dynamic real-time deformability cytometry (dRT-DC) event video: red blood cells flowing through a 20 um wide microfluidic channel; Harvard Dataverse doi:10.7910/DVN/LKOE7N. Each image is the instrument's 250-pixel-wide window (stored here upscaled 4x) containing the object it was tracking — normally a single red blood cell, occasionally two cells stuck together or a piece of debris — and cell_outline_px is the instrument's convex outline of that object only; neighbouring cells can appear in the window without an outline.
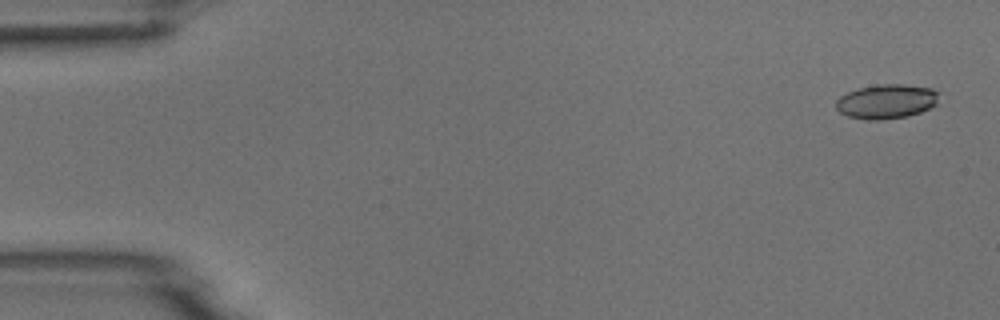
{"species": "common noctule bat (a hibernating species)", "species_latin": "Nyctalus noctula", "temperature_condition": "room temperature", "stored_images_in_passage": 5, "camera_frame_rate_fps": 3000, "um_per_image_px": 0.085, "animal": {"sex": "male", "body_mass_g": 18.8}, "frame": {"image": 1, "passage_image": 1, "time_ms": 0.0, "image_size_px": [1000, 320], "cell_outline_px": [[936, 104], [920, 112], [908, 116], [880, 120], [868, 120], [848, 116], [840, 112], [836, 108], [836, 100], [840, 96], [848, 92], [860, 88], [880, 84], [904, 84], [932, 88], [936, 92]], "centroid_in_image_um": [75.32, 8.63], "position_along_channel_um": 9.7, "area_um2": 20.4}}
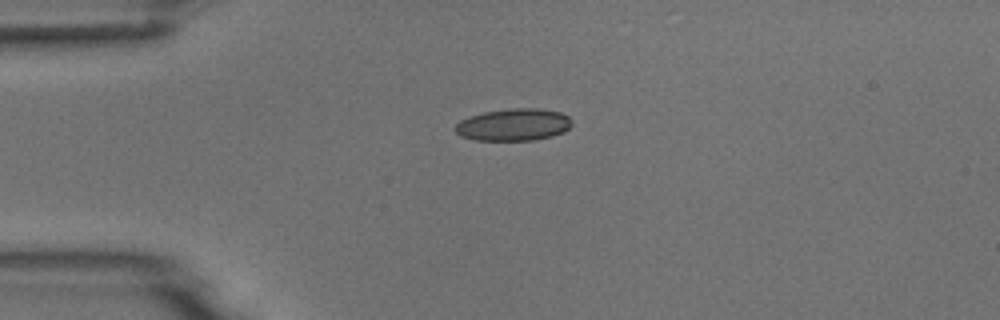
{"frame": {"image": 2, "passage_image": 4, "time_ms": 3.667, "image_size_px": [1000, 320], "cell_outline_px": [[572, 124], [564, 132], [552, 136], [532, 140], [476, 140], [460, 136], [452, 128], [460, 120], [468, 116], [484, 112], [512, 108], [536, 108], [560, 112], [568, 116], [572, 120]], "centroid_in_image_um": [43.63, 10.6], "position_along_channel_um": 41.4, "area_um2": 21.96}}